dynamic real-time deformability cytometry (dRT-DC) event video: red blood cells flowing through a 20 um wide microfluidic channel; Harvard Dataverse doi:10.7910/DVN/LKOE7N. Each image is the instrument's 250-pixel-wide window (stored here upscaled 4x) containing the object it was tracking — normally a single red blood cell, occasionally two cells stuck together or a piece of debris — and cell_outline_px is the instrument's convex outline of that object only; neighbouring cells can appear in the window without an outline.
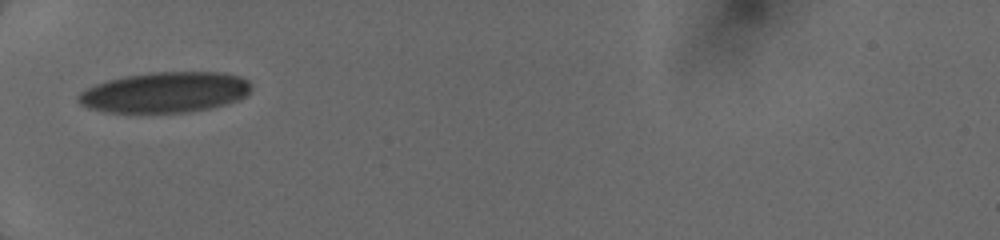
{"species": "human", "species_latin": "Homo sapiens", "temperature_condition": "cold", "stored_images_in_passage": 4, "camera_frame_rate_fps": 3000, "um_per_image_px": 0.085, "donor": {"sex": "female"}, "frame": {"image": 1, "passage_image": 1, "time_ms": 0.0, "image_size_px": [1000, 240], "cell_outline_px": [[252, 88], [244, 96], [236, 100], [208, 108], [184, 112], [104, 112], [88, 108], [80, 104], [76, 100], [76, 96], [84, 88], [108, 80], [124, 76], [148, 72], [224, 72], [240, 76], [248, 80]], "centroid_in_image_um": [13.97, 7.83], "position_along_channel_um": 71.0, "area_um2": 40.86}}
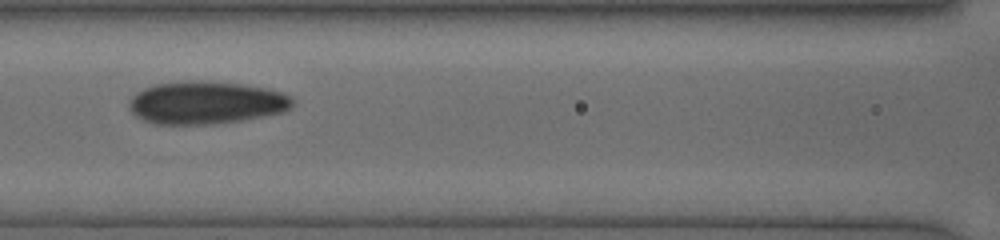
{"frame": {"image": 2, "passage_image": 3, "time_ms": 2.0, "image_size_px": [1000, 240], "cell_outline_px": [[296, 100], [292, 108], [284, 112], [244, 120], [212, 124], [156, 124], [144, 120], [136, 116], [128, 108], [128, 104], [132, 96], [136, 92], [144, 88], [156, 84], [184, 80], [200, 80], [244, 84], [268, 88], [292, 96]], "centroid_in_image_um": [17.55, 8.72], "position_along_channel_um": 149.0, "area_um2": 41.27}}
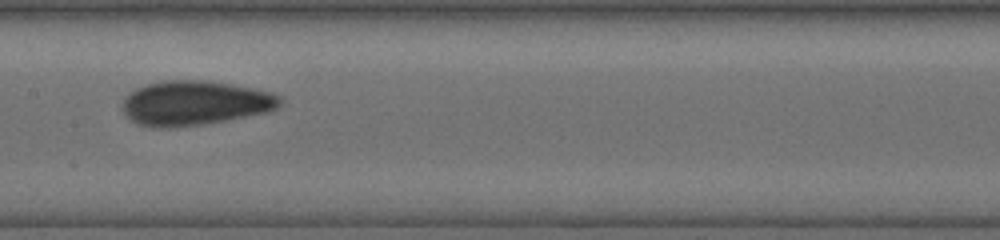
{"frame": {"image": 3, "passage_image": 4, "time_ms": 3.0, "image_size_px": [1000, 240], "cell_outline_px": [[280, 104], [276, 108], [268, 112], [204, 124], [172, 128], [156, 128], [136, 124], [124, 112], [124, 100], [128, 92], [136, 88], [148, 84], [164, 80], [208, 80], [232, 84], [272, 92], [280, 96]], "centroid_in_image_um": [16.56, 8.76], "position_along_channel_um": 190.8, "area_um2": 40.92}}